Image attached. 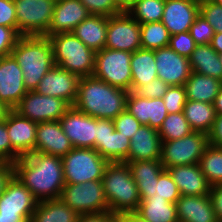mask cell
<instances>
[{"mask_svg": "<svg viewBox=\"0 0 222 222\" xmlns=\"http://www.w3.org/2000/svg\"><path fill=\"white\" fill-rule=\"evenodd\" d=\"M71 106L63 99L28 91L13 109L34 122L59 120Z\"/></svg>", "mask_w": 222, "mask_h": 222, "instance_id": "cell-12", "label": "cell"}, {"mask_svg": "<svg viewBox=\"0 0 222 222\" xmlns=\"http://www.w3.org/2000/svg\"><path fill=\"white\" fill-rule=\"evenodd\" d=\"M21 36H49L56 0H13Z\"/></svg>", "mask_w": 222, "mask_h": 222, "instance_id": "cell-8", "label": "cell"}, {"mask_svg": "<svg viewBox=\"0 0 222 222\" xmlns=\"http://www.w3.org/2000/svg\"><path fill=\"white\" fill-rule=\"evenodd\" d=\"M210 45L218 54L222 53V32L214 33Z\"/></svg>", "mask_w": 222, "mask_h": 222, "instance_id": "cell-56", "label": "cell"}, {"mask_svg": "<svg viewBox=\"0 0 222 222\" xmlns=\"http://www.w3.org/2000/svg\"><path fill=\"white\" fill-rule=\"evenodd\" d=\"M12 165L13 174L38 201L59 199L65 185L62 157L33 152Z\"/></svg>", "mask_w": 222, "mask_h": 222, "instance_id": "cell-1", "label": "cell"}, {"mask_svg": "<svg viewBox=\"0 0 222 222\" xmlns=\"http://www.w3.org/2000/svg\"><path fill=\"white\" fill-rule=\"evenodd\" d=\"M168 88V84H166L163 80L157 78L147 84H144L143 86H131V91L139 96L153 99L162 98L167 92Z\"/></svg>", "mask_w": 222, "mask_h": 222, "instance_id": "cell-45", "label": "cell"}, {"mask_svg": "<svg viewBox=\"0 0 222 222\" xmlns=\"http://www.w3.org/2000/svg\"><path fill=\"white\" fill-rule=\"evenodd\" d=\"M117 218V215L107 211L103 213L79 214L76 222H114Z\"/></svg>", "mask_w": 222, "mask_h": 222, "instance_id": "cell-52", "label": "cell"}, {"mask_svg": "<svg viewBox=\"0 0 222 222\" xmlns=\"http://www.w3.org/2000/svg\"><path fill=\"white\" fill-rule=\"evenodd\" d=\"M208 145V134L198 131L177 140L162 141L160 162L165 169L198 164Z\"/></svg>", "mask_w": 222, "mask_h": 222, "instance_id": "cell-11", "label": "cell"}, {"mask_svg": "<svg viewBox=\"0 0 222 222\" xmlns=\"http://www.w3.org/2000/svg\"><path fill=\"white\" fill-rule=\"evenodd\" d=\"M73 148L59 120L38 123L35 152L63 157Z\"/></svg>", "mask_w": 222, "mask_h": 222, "instance_id": "cell-19", "label": "cell"}, {"mask_svg": "<svg viewBox=\"0 0 222 222\" xmlns=\"http://www.w3.org/2000/svg\"><path fill=\"white\" fill-rule=\"evenodd\" d=\"M115 130L122 133L123 136L131 139L135 132L142 125L128 110H124L116 118L113 119Z\"/></svg>", "mask_w": 222, "mask_h": 222, "instance_id": "cell-43", "label": "cell"}, {"mask_svg": "<svg viewBox=\"0 0 222 222\" xmlns=\"http://www.w3.org/2000/svg\"><path fill=\"white\" fill-rule=\"evenodd\" d=\"M193 1H195L196 3H198L200 5V4L204 3V2H210L212 0H193Z\"/></svg>", "mask_w": 222, "mask_h": 222, "instance_id": "cell-61", "label": "cell"}, {"mask_svg": "<svg viewBox=\"0 0 222 222\" xmlns=\"http://www.w3.org/2000/svg\"><path fill=\"white\" fill-rule=\"evenodd\" d=\"M53 50L54 64L81 77L93 76L96 52L72 32L47 36Z\"/></svg>", "mask_w": 222, "mask_h": 222, "instance_id": "cell-5", "label": "cell"}, {"mask_svg": "<svg viewBox=\"0 0 222 222\" xmlns=\"http://www.w3.org/2000/svg\"><path fill=\"white\" fill-rule=\"evenodd\" d=\"M180 196L181 194L178 186L173 181L168 171L164 169L158 177L155 197L165 198L171 203H176Z\"/></svg>", "mask_w": 222, "mask_h": 222, "instance_id": "cell-39", "label": "cell"}, {"mask_svg": "<svg viewBox=\"0 0 222 222\" xmlns=\"http://www.w3.org/2000/svg\"><path fill=\"white\" fill-rule=\"evenodd\" d=\"M108 17L90 15L83 20L72 33L80 41L95 52L105 48L107 38Z\"/></svg>", "mask_w": 222, "mask_h": 222, "instance_id": "cell-27", "label": "cell"}, {"mask_svg": "<svg viewBox=\"0 0 222 222\" xmlns=\"http://www.w3.org/2000/svg\"><path fill=\"white\" fill-rule=\"evenodd\" d=\"M157 77L169 86H184L191 75L189 58L179 55L169 46L155 50Z\"/></svg>", "mask_w": 222, "mask_h": 222, "instance_id": "cell-17", "label": "cell"}, {"mask_svg": "<svg viewBox=\"0 0 222 222\" xmlns=\"http://www.w3.org/2000/svg\"><path fill=\"white\" fill-rule=\"evenodd\" d=\"M108 164L95 149L74 147L62 157L65 184L102 180Z\"/></svg>", "mask_w": 222, "mask_h": 222, "instance_id": "cell-6", "label": "cell"}, {"mask_svg": "<svg viewBox=\"0 0 222 222\" xmlns=\"http://www.w3.org/2000/svg\"><path fill=\"white\" fill-rule=\"evenodd\" d=\"M191 132L193 130L183 112L168 114L158 130L162 141L177 140L189 135Z\"/></svg>", "mask_w": 222, "mask_h": 222, "instance_id": "cell-38", "label": "cell"}, {"mask_svg": "<svg viewBox=\"0 0 222 222\" xmlns=\"http://www.w3.org/2000/svg\"><path fill=\"white\" fill-rule=\"evenodd\" d=\"M20 36L14 28L0 25V58L11 54Z\"/></svg>", "mask_w": 222, "mask_h": 222, "instance_id": "cell-48", "label": "cell"}, {"mask_svg": "<svg viewBox=\"0 0 222 222\" xmlns=\"http://www.w3.org/2000/svg\"><path fill=\"white\" fill-rule=\"evenodd\" d=\"M140 32L143 49L156 50L169 46L171 35L161 21L140 24Z\"/></svg>", "mask_w": 222, "mask_h": 222, "instance_id": "cell-37", "label": "cell"}, {"mask_svg": "<svg viewBox=\"0 0 222 222\" xmlns=\"http://www.w3.org/2000/svg\"><path fill=\"white\" fill-rule=\"evenodd\" d=\"M80 2L86 7L90 15L110 17L122 12L112 0H80Z\"/></svg>", "mask_w": 222, "mask_h": 222, "instance_id": "cell-44", "label": "cell"}, {"mask_svg": "<svg viewBox=\"0 0 222 222\" xmlns=\"http://www.w3.org/2000/svg\"><path fill=\"white\" fill-rule=\"evenodd\" d=\"M102 184L111 213L118 216L138 210L141 198L128 164L109 163L105 168Z\"/></svg>", "mask_w": 222, "mask_h": 222, "instance_id": "cell-4", "label": "cell"}, {"mask_svg": "<svg viewBox=\"0 0 222 222\" xmlns=\"http://www.w3.org/2000/svg\"><path fill=\"white\" fill-rule=\"evenodd\" d=\"M127 164L130 167L141 200L154 196L158 177L165 169L160 160L133 161Z\"/></svg>", "mask_w": 222, "mask_h": 222, "instance_id": "cell-26", "label": "cell"}, {"mask_svg": "<svg viewBox=\"0 0 222 222\" xmlns=\"http://www.w3.org/2000/svg\"><path fill=\"white\" fill-rule=\"evenodd\" d=\"M59 199L78 214L109 211L102 180L65 184Z\"/></svg>", "mask_w": 222, "mask_h": 222, "instance_id": "cell-10", "label": "cell"}, {"mask_svg": "<svg viewBox=\"0 0 222 222\" xmlns=\"http://www.w3.org/2000/svg\"><path fill=\"white\" fill-rule=\"evenodd\" d=\"M131 52L103 48L95 54L93 76L111 86L131 91Z\"/></svg>", "mask_w": 222, "mask_h": 222, "instance_id": "cell-9", "label": "cell"}, {"mask_svg": "<svg viewBox=\"0 0 222 222\" xmlns=\"http://www.w3.org/2000/svg\"><path fill=\"white\" fill-rule=\"evenodd\" d=\"M38 202L13 174L0 195V222H29Z\"/></svg>", "mask_w": 222, "mask_h": 222, "instance_id": "cell-7", "label": "cell"}, {"mask_svg": "<svg viewBox=\"0 0 222 222\" xmlns=\"http://www.w3.org/2000/svg\"><path fill=\"white\" fill-rule=\"evenodd\" d=\"M118 218L122 222H147L146 220H143L140 216H138L135 212L118 215Z\"/></svg>", "mask_w": 222, "mask_h": 222, "instance_id": "cell-55", "label": "cell"}, {"mask_svg": "<svg viewBox=\"0 0 222 222\" xmlns=\"http://www.w3.org/2000/svg\"><path fill=\"white\" fill-rule=\"evenodd\" d=\"M199 166L210 186L222 184V148L209 144L199 160Z\"/></svg>", "mask_w": 222, "mask_h": 222, "instance_id": "cell-34", "label": "cell"}, {"mask_svg": "<svg viewBox=\"0 0 222 222\" xmlns=\"http://www.w3.org/2000/svg\"><path fill=\"white\" fill-rule=\"evenodd\" d=\"M209 196L217 220L222 222V184L211 186Z\"/></svg>", "mask_w": 222, "mask_h": 222, "instance_id": "cell-51", "label": "cell"}, {"mask_svg": "<svg viewBox=\"0 0 222 222\" xmlns=\"http://www.w3.org/2000/svg\"><path fill=\"white\" fill-rule=\"evenodd\" d=\"M131 86H143L157 79L155 63V50L140 48L132 53L131 61Z\"/></svg>", "mask_w": 222, "mask_h": 222, "instance_id": "cell-30", "label": "cell"}, {"mask_svg": "<svg viewBox=\"0 0 222 222\" xmlns=\"http://www.w3.org/2000/svg\"><path fill=\"white\" fill-rule=\"evenodd\" d=\"M213 105H214L216 114H222V86L218 95L216 96L214 100Z\"/></svg>", "mask_w": 222, "mask_h": 222, "instance_id": "cell-57", "label": "cell"}, {"mask_svg": "<svg viewBox=\"0 0 222 222\" xmlns=\"http://www.w3.org/2000/svg\"><path fill=\"white\" fill-rule=\"evenodd\" d=\"M200 14L213 27L215 33L222 32V7L216 3L204 2L200 4Z\"/></svg>", "mask_w": 222, "mask_h": 222, "instance_id": "cell-46", "label": "cell"}, {"mask_svg": "<svg viewBox=\"0 0 222 222\" xmlns=\"http://www.w3.org/2000/svg\"><path fill=\"white\" fill-rule=\"evenodd\" d=\"M209 144L222 148V114H217L211 132L208 134Z\"/></svg>", "mask_w": 222, "mask_h": 222, "instance_id": "cell-53", "label": "cell"}, {"mask_svg": "<svg viewBox=\"0 0 222 222\" xmlns=\"http://www.w3.org/2000/svg\"><path fill=\"white\" fill-rule=\"evenodd\" d=\"M105 48L131 53L141 48L140 24L126 11L108 17Z\"/></svg>", "mask_w": 222, "mask_h": 222, "instance_id": "cell-13", "label": "cell"}, {"mask_svg": "<svg viewBox=\"0 0 222 222\" xmlns=\"http://www.w3.org/2000/svg\"><path fill=\"white\" fill-rule=\"evenodd\" d=\"M176 210L178 222H219L209 195H181Z\"/></svg>", "mask_w": 222, "mask_h": 222, "instance_id": "cell-25", "label": "cell"}, {"mask_svg": "<svg viewBox=\"0 0 222 222\" xmlns=\"http://www.w3.org/2000/svg\"><path fill=\"white\" fill-rule=\"evenodd\" d=\"M189 32L197 45L211 44V40L215 33L213 27L201 14L196 17Z\"/></svg>", "mask_w": 222, "mask_h": 222, "instance_id": "cell-41", "label": "cell"}, {"mask_svg": "<svg viewBox=\"0 0 222 222\" xmlns=\"http://www.w3.org/2000/svg\"><path fill=\"white\" fill-rule=\"evenodd\" d=\"M200 14V5L193 0H165L162 23L170 35L190 30Z\"/></svg>", "mask_w": 222, "mask_h": 222, "instance_id": "cell-20", "label": "cell"}, {"mask_svg": "<svg viewBox=\"0 0 222 222\" xmlns=\"http://www.w3.org/2000/svg\"><path fill=\"white\" fill-rule=\"evenodd\" d=\"M213 3H216L222 7V0H212Z\"/></svg>", "mask_w": 222, "mask_h": 222, "instance_id": "cell-62", "label": "cell"}, {"mask_svg": "<svg viewBox=\"0 0 222 222\" xmlns=\"http://www.w3.org/2000/svg\"><path fill=\"white\" fill-rule=\"evenodd\" d=\"M196 46L197 44L189 31L170 36L169 47L179 55L189 58Z\"/></svg>", "mask_w": 222, "mask_h": 222, "instance_id": "cell-42", "label": "cell"}, {"mask_svg": "<svg viewBox=\"0 0 222 222\" xmlns=\"http://www.w3.org/2000/svg\"><path fill=\"white\" fill-rule=\"evenodd\" d=\"M88 16L90 14L80 0H56L49 36L72 32Z\"/></svg>", "mask_w": 222, "mask_h": 222, "instance_id": "cell-22", "label": "cell"}, {"mask_svg": "<svg viewBox=\"0 0 222 222\" xmlns=\"http://www.w3.org/2000/svg\"><path fill=\"white\" fill-rule=\"evenodd\" d=\"M219 60L221 61V65H222V53L219 54Z\"/></svg>", "mask_w": 222, "mask_h": 222, "instance_id": "cell-63", "label": "cell"}, {"mask_svg": "<svg viewBox=\"0 0 222 222\" xmlns=\"http://www.w3.org/2000/svg\"><path fill=\"white\" fill-rule=\"evenodd\" d=\"M13 175V165L11 163L0 162V195L4 191L5 185Z\"/></svg>", "mask_w": 222, "mask_h": 222, "instance_id": "cell-54", "label": "cell"}, {"mask_svg": "<svg viewBox=\"0 0 222 222\" xmlns=\"http://www.w3.org/2000/svg\"><path fill=\"white\" fill-rule=\"evenodd\" d=\"M114 130L115 126L112 119L96 118L95 146H106V139Z\"/></svg>", "mask_w": 222, "mask_h": 222, "instance_id": "cell-50", "label": "cell"}, {"mask_svg": "<svg viewBox=\"0 0 222 222\" xmlns=\"http://www.w3.org/2000/svg\"><path fill=\"white\" fill-rule=\"evenodd\" d=\"M183 113L193 131L209 134L213 128L216 111L213 104L187 100Z\"/></svg>", "mask_w": 222, "mask_h": 222, "instance_id": "cell-31", "label": "cell"}, {"mask_svg": "<svg viewBox=\"0 0 222 222\" xmlns=\"http://www.w3.org/2000/svg\"><path fill=\"white\" fill-rule=\"evenodd\" d=\"M21 67L10 54L0 58V102L14 109L27 93Z\"/></svg>", "mask_w": 222, "mask_h": 222, "instance_id": "cell-16", "label": "cell"}, {"mask_svg": "<svg viewBox=\"0 0 222 222\" xmlns=\"http://www.w3.org/2000/svg\"><path fill=\"white\" fill-rule=\"evenodd\" d=\"M114 222H122L119 218H117Z\"/></svg>", "mask_w": 222, "mask_h": 222, "instance_id": "cell-64", "label": "cell"}, {"mask_svg": "<svg viewBox=\"0 0 222 222\" xmlns=\"http://www.w3.org/2000/svg\"><path fill=\"white\" fill-rule=\"evenodd\" d=\"M59 122L73 147L95 149L96 118L71 106Z\"/></svg>", "mask_w": 222, "mask_h": 222, "instance_id": "cell-14", "label": "cell"}, {"mask_svg": "<svg viewBox=\"0 0 222 222\" xmlns=\"http://www.w3.org/2000/svg\"><path fill=\"white\" fill-rule=\"evenodd\" d=\"M166 170L178 186L181 195H209L211 186L199 164L174 166Z\"/></svg>", "mask_w": 222, "mask_h": 222, "instance_id": "cell-24", "label": "cell"}, {"mask_svg": "<svg viewBox=\"0 0 222 222\" xmlns=\"http://www.w3.org/2000/svg\"><path fill=\"white\" fill-rule=\"evenodd\" d=\"M165 0H133L126 11L139 24L160 22L163 18Z\"/></svg>", "mask_w": 222, "mask_h": 222, "instance_id": "cell-35", "label": "cell"}, {"mask_svg": "<svg viewBox=\"0 0 222 222\" xmlns=\"http://www.w3.org/2000/svg\"><path fill=\"white\" fill-rule=\"evenodd\" d=\"M162 139L158 130L141 125L130 139L128 158L124 163L143 160H160Z\"/></svg>", "mask_w": 222, "mask_h": 222, "instance_id": "cell-23", "label": "cell"}, {"mask_svg": "<svg viewBox=\"0 0 222 222\" xmlns=\"http://www.w3.org/2000/svg\"><path fill=\"white\" fill-rule=\"evenodd\" d=\"M80 77L54 65L41 79L35 91L38 94L58 97L70 106L76 102Z\"/></svg>", "mask_w": 222, "mask_h": 222, "instance_id": "cell-15", "label": "cell"}, {"mask_svg": "<svg viewBox=\"0 0 222 222\" xmlns=\"http://www.w3.org/2000/svg\"><path fill=\"white\" fill-rule=\"evenodd\" d=\"M112 1L121 11H126V0H112Z\"/></svg>", "mask_w": 222, "mask_h": 222, "instance_id": "cell-59", "label": "cell"}, {"mask_svg": "<svg viewBox=\"0 0 222 222\" xmlns=\"http://www.w3.org/2000/svg\"><path fill=\"white\" fill-rule=\"evenodd\" d=\"M191 70L222 81V65L219 54L207 45H197L189 57Z\"/></svg>", "mask_w": 222, "mask_h": 222, "instance_id": "cell-32", "label": "cell"}, {"mask_svg": "<svg viewBox=\"0 0 222 222\" xmlns=\"http://www.w3.org/2000/svg\"><path fill=\"white\" fill-rule=\"evenodd\" d=\"M9 110V108H7L3 103L0 102V122L4 121L5 116Z\"/></svg>", "mask_w": 222, "mask_h": 222, "instance_id": "cell-58", "label": "cell"}, {"mask_svg": "<svg viewBox=\"0 0 222 222\" xmlns=\"http://www.w3.org/2000/svg\"><path fill=\"white\" fill-rule=\"evenodd\" d=\"M135 213L147 222H178L176 203L155 195L141 200Z\"/></svg>", "mask_w": 222, "mask_h": 222, "instance_id": "cell-29", "label": "cell"}, {"mask_svg": "<svg viewBox=\"0 0 222 222\" xmlns=\"http://www.w3.org/2000/svg\"><path fill=\"white\" fill-rule=\"evenodd\" d=\"M12 148L22 157L35 152L38 123L9 110L5 116Z\"/></svg>", "mask_w": 222, "mask_h": 222, "instance_id": "cell-18", "label": "cell"}, {"mask_svg": "<svg viewBox=\"0 0 222 222\" xmlns=\"http://www.w3.org/2000/svg\"><path fill=\"white\" fill-rule=\"evenodd\" d=\"M21 156L12 148L5 119L0 122V162L15 163Z\"/></svg>", "mask_w": 222, "mask_h": 222, "instance_id": "cell-47", "label": "cell"}, {"mask_svg": "<svg viewBox=\"0 0 222 222\" xmlns=\"http://www.w3.org/2000/svg\"><path fill=\"white\" fill-rule=\"evenodd\" d=\"M79 214L60 199L39 201L29 222H76Z\"/></svg>", "mask_w": 222, "mask_h": 222, "instance_id": "cell-33", "label": "cell"}, {"mask_svg": "<svg viewBox=\"0 0 222 222\" xmlns=\"http://www.w3.org/2000/svg\"><path fill=\"white\" fill-rule=\"evenodd\" d=\"M222 86V81L204 74L191 72L184 87L187 100L213 104Z\"/></svg>", "mask_w": 222, "mask_h": 222, "instance_id": "cell-28", "label": "cell"}, {"mask_svg": "<svg viewBox=\"0 0 222 222\" xmlns=\"http://www.w3.org/2000/svg\"><path fill=\"white\" fill-rule=\"evenodd\" d=\"M130 139L114 130L106 139V146H95V150L109 163L125 162L128 158Z\"/></svg>", "mask_w": 222, "mask_h": 222, "instance_id": "cell-36", "label": "cell"}, {"mask_svg": "<svg viewBox=\"0 0 222 222\" xmlns=\"http://www.w3.org/2000/svg\"><path fill=\"white\" fill-rule=\"evenodd\" d=\"M128 93L94 76L81 77L73 106L91 117L113 120L126 109Z\"/></svg>", "mask_w": 222, "mask_h": 222, "instance_id": "cell-2", "label": "cell"}, {"mask_svg": "<svg viewBox=\"0 0 222 222\" xmlns=\"http://www.w3.org/2000/svg\"><path fill=\"white\" fill-rule=\"evenodd\" d=\"M0 25L17 31L16 11L13 0H0Z\"/></svg>", "mask_w": 222, "mask_h": 222, "instance_id": "cell-49", "label": "cell"}, {"mask_svg": "<svg viewBox=\"0 0 222 222\" xmlns=\"http://www.w3.org/2000/svg\"><path fill=\"white\" fill-rule=\"evenodd\" d=\"M133 0H126V11L131 7Z\"/></svg>", "mask_w": 222, "mask_h": 222, "instance_id": "cell-60", "label": "cell"}, {"mask_svg": "<svg viewBox=\"0 0 222 222\" xmlns=\"http://www.w3.org/2000/svg\"><path fill=\"white\" fill-rule=\"evenodd\" d=\"M11 55L21 67L27 91H35L43 76L55 65L47 36H20Z\"/></svg>", "mask_w": 222, "mask_h": 222, "instance_id": "cell-3", "label": "cell"}, {"mask_svg": "<svg viewBox=\"0 0 222 222\" xmlns=\"http://www.w3.org/2000/svg\"><path fill=\"white\" fill-rule=\"evenodd\" d=\"M126 110L142 125L159 130L168 112L162 98H145L130 91L126 100Z\"/></svg>", "mask_w": 222, "mask_h": 222, "instance_id": "cell-21", "label": "cell"}, {"mask_svg": "<svg viewBox=\"0 0 222 222\" xmlns=\"http://www.w3.org/2000/svg\"><path fill=\"white\" fill-rule=\"evenodd\" d=\"M168 114L183 112L187 101L184 86H169L167 92L162 97Z\"/></svg>", "mask_w": 222, "mask_h": 222, "instance_id": "cell-40", "label": "cell"}]
</instances>
